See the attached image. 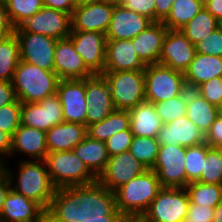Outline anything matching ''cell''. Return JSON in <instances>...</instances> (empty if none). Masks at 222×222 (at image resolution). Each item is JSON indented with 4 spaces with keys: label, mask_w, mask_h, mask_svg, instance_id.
I'll return each instance as SVG.
<instances>
[{
    "label": "cell",
    "mask_w": 222,
    "mask_h": 222,
    "mask_svg": "<svg viewBox=\"0 0 222 222\" xmlns=\"http://www.w3.org/2000/svg\"><path fill=\"white\" fill-rule=\"evenodd\" d=\"M124 216L116 207L115 192L98 180L85 185L56 189L48 209L46 222H82Z\"/></svg>",
    "instance_id": "cell-1"
},
{
    "label": "cell",
    "mask_w": 222,
    "mask_h": 222,
    "mask_svg": "<svg viewBox=\"0 0 222 222\" xmlns=\"http://www.w3.org/2000/svg\"><path fill=\"white\" fill-rule=\"evenodd\" d=\"M161 189L157 174L147 169L115 191L116 207L130 222H137Z\"/></svg>",
    "instance_id": "cell-2"
},
{
    "label": "cell",
    "mask_w": 222,
    "mask_h": 222,
    "mask_svg": "<svg viewBox=\"0 0 222 222\" xmlns=\"http://www.w3.org/2000/svg\"><path fill=\"white\" fill-rule=\"evenodd\" d=\"M3 166L8 173L12 190L34 200L45 210L48 209L56 188L51 182L44 160H22L18 167L19 173L16 182H14L13 170Z\"/></svg>",
    "instance_id": "cell-3"
},
{
    "label": "cell",
    "mask_w": 222,
    "mask_h": 222,
    "mask_svg": "<svg viewBox=\"0 0 222 222\" xmlns=\"http://www.w3.org/2000/svg\"><path fill=\"white\" fill-rule=\"evenodd\" d=\"M59 80L55 71L20 60L12 84L21 103H36L55 94Z\"/></svg>",
    "instance_id": "cell-4"
},
{
    "label": "cell",
    "mask_w": 222,
    "mask_h": 222,
    "mask_svg": "<svg viewBox=\"0 0 222 222\" xmlns=\"http://www.w3.org/2000/svg\"><path fill=\"white\" fill-rule=\"evenodd\" d=\"M44 161L51 182L56 189L97 181V177L73 150L47 153Z\"/></svg>",
    "instance_id": "cell-5"
},
{
    "label": "cell",
    "mask_w": 222,
    "mask_h": 222,
    "mask_svg": "<svg viewBox=\"0 0 222 222\" xmlns=\"http://www.w3.org/2000/svg\"><path fill=\"white\" fill-rule=\"evenodd\" d=\"M115 109L131 110L146 101L144 71L103 72Z\"/></svg>",
    "instance_id": "cell-6"
},
{
    "label": "cell",
    "mask_w": 222,
    "mask_h": 222,
    "mask_svg": "<svg viewBox=\"0 0 222 222\" xmlns=\"http://www.w3.org/2000/svg\"><path fill=\"white\" fill-rule=\"evenodd\" d=\"M145 74L146 102L157 103L183 94L188 88L184 73L161 64L147 65Z\"/></svg>",
    "instance_id": "cell-7"
},
{
    "label": "cell",
    "mask_w": 222,
    "mask_h": 222,
    "mask_svg": "<svg viewBox=\"0 0 222 222\" xmlns=\"http://www.w3.org/2000/svg\"><path fill=\"white\" fill-rule=\"evenodd\" d=\"M188 207L189 198L184 188L162 187L137 222H183Z\"/></svg>",
    "instance_id": "cell-8"
},
{
    "label": "cell",
    "mask_w": 222,
    "mask_h": 222,
    "mask_svg": "<svg viewBox=\"0 0 222 222\" xmlns=\"http://www.w3.org/2000/svg\"><path fill=\"white\" fill-rule=\"evenodd\" d=\"M19 42L20 60L48 71H55L54 54L57 39L25 32L20 26L15 28Z\"/></svg>",
    "instance_id": "cell-9"
},
{
    "label": "cell",
    "mask_w": 222,
    "mask_h": 222,
    "mask_svg": "<svg viewBox=\"0 0 222 222\" xmlns=\"http://www.w3.org/2000/svg\"><path fill=\"white\" fill-rule=\"evenodd\" d=\"M186 147L181 145H160L156 162L151 168L162 187L185 188Z\"/></svg>",
    "instance_id": "cell-10"
},
{
    "label": "cell",
    "mask_w": 222,
    "mask_h": 222,
    "mask_svg": "<svg viewBox=\"0 0 222 222\" xmlns=\"http://www.w3.org/2000/svg\"><path fill=\"white\" fill-rule=\"evenodd\" d=\"M56 94L62 105L64 121L87 126L85 79L59 80Z\"/></svg>",
    "instance_id": "cell-11"
},
{
    "label": "cell",
    "mask_w": 222,
    "mask_h": 222,
    "mask_svg": "<svg viewBox=\"0 0 222 222\" xmlns=\"http://www.w3.org/2000/svg\"><path fill=\"white\" fill-rule=\"evenodd\" d=\"M69 37L85 66L93 74H102L105 68L106 34L96 31H71Z\"/></svg>",
    "instance_id": "cell-12"
},
{
    "label": "cell",
    "mask_w": 222,
    "mask_h": 222,
    "mask_svg": "<svg viewBox=\"0 0 222 222\" xmlns=\"http://www.w3.org/2000/svg\"><path fill=\"white\" fill-rule=\"evenodd\" d=\"M20 27L25 32L53 37L57 40L69 37L72 30L71 14L43 6Z\"/></svg>",
    "instance_id": "cell-13"
},
{
    "label": "cell",
    "mask_w": 222,
    "mask_h": 222,
    "mask_svg": "<svg viewBox=\"0 0 222 222\" xmlns=\"http://www.w3.org/2000/svg\"><path fill=\"white\" fill-rule=\"evenodd\" d=\"M63 122L62 105L56 93L39 102L21 105V125L46 132Z\"/></svg>",
    "instance_id": "cell-14"
},
{
    "label": "cell",
    "mask_w": 222,
    "mask_h": 222,
    "mask_svg": "<svg viewBox=\"0 0 222 222\" xmlns=\"http://www.w3.org/2000/svg\"><path fill=\"white\" fill-rule=\"evenodd\" d=\"M147 168L130 151L109 157L106 168L97 180L107 189L115 192L132 178L142 174Z\"/></svg>",
    "instance_id": "cell-15"
},
{
    "label": "cell",
    "mask_w": 222,
    "mask_h": 222,
    "mask_svg": "<svg viewBox=\"0 0 222 222\" xmlns=\"http://www.w3.org/2000/svg\"><path fill=\"white\" fill-rule=\"evenodd\" d=\"M196 54L195 45L192 44L181 30L168 29L163 43L158 64L184 73Z\"/></svg>",
    "instance_id": "cell-16"
},
{
    "label": "cell",
    "mask_w": 222,
    "mask_h": 222,
    "mask_svg": "<svg viewBox=\"0 0 222 222\" xmlns=\"http://www.w3.org/2000/svg\"><path fill=\"white\" fill-rule=\"evenodd\" d=\"M87 126L98 123L114 110L110 86L102 74H94L85 79Z\"/></svg>",
    "instance_id": "cell-17"
},
{
    "label": "cell",
    "mask_w": 222,
    "mask_h": 222,
    "mask_svg": "<svg viewBox=\"0 0 222 222\" xmlns=\"http://www.w3.org/2000/svg\"><path fill=\"white\" fill-rule=\"evenodd\" d=\"M115 5L109 1L77 5L71 15V31H96L106 34Z\"/></svg>",
    "instance_id": "cell-18"
},
{
    "label": "cell",
    "mask_w": 222,
    "mask_h": 222,
    "mask_svg": "<svg viewBox=\"0 0 222 222\" xmlns=\"http://www.w3.org/2000/svg\"><path fill=\"white\" fill-rule=\"evenodd\" d=\"M0 222H46V210L11 189L0 212Z\"/></svg>",
    "instance_id": "cell-19"
},
{
    "label": "cell",
    "mask_w": 222,
    "mask_h": 222,
    "mask_svg": "<svg viewBox=\"0 0 222 222\" xmlns=\"http://www.w3.org/2000/svg\"><path fill=\"white\" fill-rule=\"evenodd\" d=\"M54 62L55 73L60 80L86 79L94 75L75 51L70 37L57 40Z\"/></svg>",
    "instance_id": "cell-20"
},
{
    "label": "cell",
    "mask_w": 222,
    "mask_h": 222,
    "mask_svg": "<svg viewBox=\"0 0 222 222\" xmlns=\"http://www.w3.org/2000/svg\"><path fill=\"white\" fill-rule=\"evenodd\" d=\"M152 23L153 21L148 17L128 10L121 4H116L106 37L120 40L133 39Z\"/></svg>",
    "instance_id": "cell-21"
},
{
    "label": "cell",
    "mask_w": 222,
    "mask_h": 222,
    "mask_svg": "<svg viewBox=\"0 0 222 222\" xmlns=\"http://www.w3.org/2000/svg\"><path fill=\"white\" fill-rule=\"evenodd\" d=\"M132 40L107 39L104 72L144 71Z\"/></svg>",
    "instance_id": "cell-22"
},
{
    "label": "cell",
    "mask_w": 222,
    "mask_h": 222,
    "mask_svg": "<svg viewBox=\"0 0 222 222\" xmlns=\"http://www.w3.org/2000/svg\"><path fill=\"white\" fill-rule=\"evenodd\" d=\"M157 138L160 145L191 147L205 142V135L186 115L163 124Z\"/></svg>",
    "instance_id": "cell-23"
},
{
    "label": "cell",
    "mask_w": 222,
    "mask_h": 222,
    "mask_svg": "<svg viewBox=\"0 0 222 222\" xmlns=\"http://www.w3.org/2000/svg\"><path fill=\"white\" fill-rule=\"evenodd\" d=\"M167 30L162 22H153L131 39L137 56L145 66L158 63Z\"/></svg>",
    "instance_id": "cell-24"
},
{
    "label": "cell",
    "mask_w": 222,
    "mask_h": 222,
    "mask_svg": "<svg viewBox=\"0 0 222 222\" xmlns=\"http://www.w3.org/2000/svg\"><path fill=\"white\" fill-rule=\"evenodd\" d=\"M19 152L34 160H44L47 156L46 132L26 125H20L12 136L10 155Z\"/></svg>",
    "instance_id": "cell-25"
},
{
    "label": "cell",
    "mask_w": 222,
    "mask_h": 222,
    "mask_svg": "<svg viewBox=\"0 0 222 222\" xmlns=\"http://www.w3.org/2000/svg\"><path fill=\"white\" fill-rule=\"evenodd\" d=\"M86 136L85 125L64 121L46 131L47 152L73 150Z\"/></svg>",
    "instance_id": "cell-26"
},
{
    "label": "cell",
    "mask_w": 222,
    "mask_h": 222,
    "mask_svg": "<svg viewBox=\"0 0 222 222\" xmlns=\"http://www.w3.org/2000/svg\"><path fill=\"white\" fill-rule=\"evenodd\" d=\"M216 77H222V57L213 55L196 53L184 72L187 88L191 90Z\"/></svg>",
    "instance_id": "cell-27"
},
{
    "label": "cell",
    "mask_w": 222,
    "mask_h": 222,
    "mask_svg": "<svg viewBox=\"0 0 222 222\" xmlns=\"http://www.w3.org/2000/svg\"><path fill=\"white\" fill-rule=\"evenodd\" d=\"M130 129L134 136L157 138L163 126L153 103L143 102L129 110Z\"/></svg>",
    "instance_id": "cell-28"
},
{
    "label": "cell",
    "mask_w": 222,
    "mask_h": 222,
    "mask_svg": "<svg viewBox=\"0 0 222 222\" xmlns=\"http://www.w3.org/2000/svg\"><path fill=\"white\" fill-rule=\"evenodd\" d=\"M186 116L206 135L218 117L217 107L207 102L195 90L187 89Z\"/></svg>",
    "instance_id": "cell-29"
},
{
    "label": "cell",
    "mask_w": 222,
    "mask_h": 222,
    "mask_svg": "<svg viewBox=\"0 0 222 222\" xmlns=\"http://www.w3.org/2000/svg\"><path fill=\"white\" fill-rule=\"evenodd\" d=\"M73 151L97 178L106 168L109 155L104 141L94 140L86 136L73 148Z\"/></svg>",
    "instance_id": "cell-30"
},
{
    "label": "cell",
    "mask_w": 222,
    "mask_h": 222,
    "mask_svg": "<svg viewBox=\"0 0 222 222\" xmlns=\"http://www.w3.org/2000/svg\"><path fill=\"white\" fill-rule=\"evenodd\" d=\"M130 129V113L115 109L104 120L86 126L87 136L94 140L106 142L114 134Z\"/></svg>",
    "instance_id": "cell-31"
},
{
    "label": "cell",
    "mask_w": 222,
    "mask_h": 222,
    "mask_svg": "<svg viewBox=\"0 0 222 222\" xmlns=\"http://www.w3.org/2000/svg\"><path fill=\"white\" fill-rule=\"evenodd\" d=\"M19 62V42L14 32L0 39V81L12 82L14 72Z\"/></svg>",
    "instance_id": "cell-32"
},
{
    "label": "cell",
    "mask_w": 222,
    "mask_h": 222,
    "mask_svg": "<svg viewBox=\"0 0 222 222\" xmlns=\"http://www.w3.org/2000/svg\"><path fill=\"white\" fill-rule=\"evenodd\" d=\"M203 8L204 3L201 0H175L162 23L170 30H180Z\"/></svg>",
    "instance_id": "cell-33"
},
{
    "label": "cell",
    "mask_w": 222,
    "mask_h": 222,
    "mask_svg": "<svg viewBox=\"0 0 222 222\" xmlns=\"http://www.w3.org/2000/svg\"><path fill=\"white\" fill-rule=\"evenodd\" d=\"M218 27V20L204 7L180 30L192 43L196 44Z\"/></svg>",
    "instance_id": "cell-34"
},
{
    "label": "cell",
    "mask_w": 222,
    "mask_h": 222,
    "mask_svg": "<svg viewBox=\"0 0 222 222\" xmlns=\"http://www.w3.org/2000/svg\"><path fill=\"white\" fill-rule=\"evenodd\" d=\"M189 202L215 208L222 201V185L191 182L184 188Z\"/></svg>",
    "instance_id": "cell-35"
},
{
    "label": "cell",
    "mask_w": 222,
    "mask_h": 222,
    "mask_svg": "<svg viewBox=\"0 0 222 222\" xmlns=\"http://www.w3.org/2000/svg\"><path fill=\"white\" fill-rule=\"evenodd\" d=\"M159 147L158 138L134 136L129 151L147 169H151L156 162Z\"/></svg>",
    "instance_id": "cell-36"
},
{
    "label": "cell",
    "mask_w": 222,
    "mask_h": 222,
    "mask_svg": "<svg viewBox=\"0 0 222 222\" xmlns=\"http://www.w3.org/2000/svg\"><path fill=\"white\" fill-rule=\"evenodd\" d=\"M12 25L19 27L43 6V0H3Z\"/></svg>",
    "instance_id": "cell-37"
},
{
    "label": "cell",
    "mask_w": 222,
    "mask_h": 222,
    "mask_svg": "<svg viewBox=\"0 0 222 222\" xmlns=\"http://www.w3.org/2000/svg\"><path fill=\"white\" fill-rule=\"evenodd\" d=\"M198 182L222 185V148L210 147L206 143V157Z\"/></svg>",
    "instance_id": "cell-38"
},
{
    "label": "cell",
    "mask_w": 222,
    "mask_h": 222,
    "mask_svg": "<svg viewBox=\"0 0 222 222\" xmlns=\"http://www.w3.org/2000/svg\"><path fill=\"white\" fill-rule=\"evenodd\" d=\"M206 157V142L191 147H186L185 169L186 186L200 179L204 160Z\"/></svg>",
    "instance_id": "cell-39"
},
{
    "label": "cell",
    "mask_w": 222,
    "mask_h": 222,
    "mask_svg": "<svg viewBox=\"0 0 222 222\" xmlns=\"http://www.w3.org/2000/svg\"><path fill=\"white\" fill-rule=\"evenodd\" d=\"M154 106L163 124L185 116L187 112V90L169 100L154 103Z\"/></svg>",
    "instance_id": "cell-40"
},
{
    "label": "cell",
    "mask_w": 222,
    "mask_h": 222,
    "mask_svg": "<svg viewBox=\"0 0 222 222\" xmlns=\"http://www.w3.org/2000/svg\"><path fill=\"white\" fill-rule=\"evenodd\" d=\"M21 105L22 103L16 99L13 103L0 108V131L13 136L21 125Z\"/></svg>",
    "instance_id": "cell-41"
},
{
    "label": "cell",
    "mask_w": 222,
    "mask_h": 222,
    "mask_svg": "<svg viewBox=\"0 0 222 222\" xmlns=\"http://www.w3.org/2000/svg\"><path fill=\"white\" fill-rule=\"evenodd\" d=\"M195 91L214 106L222 103V77H216L199 85Z\"/></svg>",
    "instance_id": "cell-42"
},
{
    "label": "cell",
    "mask_w": 222,
    "mask_h": 222,
    "mask_svg": "<svg viewBox=\"0 0 222 222\" xmlns=\"http://www.w3.org/2000/svg\"><path fill=\"white\" fill-rule=\"evenodd\" d=\"M196 53L222 57V34L215 29L195 44Z\"/></svg>",
    "instance_id": "cell-43"
},
{
    "label": "cell",
    "mask_w": 222,
    "mask_h": 222,
    "mask_svg": "<svg viewBox=\"0 0 222 222\" xmlns=\"http://www.w3.org/2000/svg\"><path fill=\"white\" fill-rule=\"evenodd\" d=\"M133 137L131 129L122 130L110 137L105 142L109 157L129 151Z\"/></svg>",
    "instance_id": "cell-44"
},
{
    "label": "cell",
    "mask_w": 222,
    "mask_h": 222,
    "mask_svg": "<svg viewBox=\"0 0 222 222\" xmlns=\"http://www.w3.org/2000/svg\"><path fill=\"white\" fill-rule=\"evenodd\" d=\"M214 208L189 202L183 222H213Z\"/></svg>",
    "instance_id": "cell-45"
},
{
    "label": "cell",
    "mask_w": 222,
    "mask_h": 222,
    "mask_svg": "<svg viewBox=\"0 0 222 222\" xmlns=\"http://www.w3.org/2000/svg\"><path fill=\"white\" fill-rule=\"evenodd\" d=\"M121 5L155 22V0H123Z\"/></svg>",
    "instance_id": "cell-46"
},
{
    "label": "cell",
    "mask_w": 222,
    "mask_h": 222,
    "mask_svg": "<svg viewBox=\"0 0 222 222\" xmlns=\"http://www.w3.org/2000/svg\"><path fill=\"white\" fill-rule=\"evenodd\" d=\"M205 142L210 147L222 148V119L217 117L205 135Z\"/></svg>",
    "instance_id": "cell-47"
},
{
    "label": "cell",
    "mask_w": 222,
    "mask_h": 222,
    "mask_svg": "<svg viewBox=\"0 0 222 222\" xmlns=\"http://www.w3.org/2000/svg\"><path fill=\"white\" fill-rule=\"evenodd\" d=\"M15 32V27L12 25L5 4L0 0V39H3Z\"/></svg>",
    "instance_id": "cell-48"
},
{
    "label": "cell",
    "mask_w": 222,
    "mask_h": 222,
    "mask_svg": "<svg viewBox=\"0 0 222 222\" xmlns=\"http://www.w3.org/2000/svg\"><path fill=\"white\" fill-rule=\"evenodd\" d=\"M17 99L11 81H0V108L13 103Z\"/></svg>",
    "instance_id": "cell-49"
},
{
    "label": "cell",
    "mask_w": 222,
    "mask_h": 222,
    "mask_svg": "<svg viewBox=\"0 0 222 222\" xmlns=\"http://www.w3.org/2000/svg\"><path fill=\"white\" fill-rule=\"evenodd\" d=\"M44 6L71 14L78 5V0H43Z\"/></svg>",
    "instance_id": "cell-50"
},
{
    "label": "cell",
    "mask_w": 222,
    "mask_h": 222,
    "mask_svg": "<svg viewBox=\"0 0 222 222\" xmlns=\"http://www.w3.org/2000/svg\"><path fill=\"white\" fill-rule=\"evenodd\" d=\"M175 0H155V22H163L171 11Z\"/></svg>",
    "instance_id": "cell-51"
},
{
    "label": "cell",
    "mask_w": 222,
    "mask_h": 222,
    "mask_svg": "<svg viewBox=\"0 0 222 222\" xmlns=\"http://www.w3.org/2000/svg\"><path fill=\"white\" fill-rule=\"evenodd\" d=\"M11 190V182L4 166L0 165V212L3 208L5 198Z\"/></svg>",
    "instance_id": "cell-52"
},
{
    "label": "cell",
    "mask_w": 222,
    "mask_h": 222,
    "mask_svg": "<svg viewBox=\"0 0 222 222\" xmlns=\"http://www.w3.org/2000/svg\"><path fill=\"white\" fill-rule=\"evenodd\" d=\"M12 136L6 132L0 131V165L3 166L4 158L11 157Z\"/></svg>",
    "instance_id": "cell-53"
},
{
    "label": "cell",
    "mask_w": 222,
    "mask_h": 222,
    "mask_svg": "<svg viewBox=\"0 0 222 222\" xmlns=\"http://www.w3.org/2000/svg\"><path fill=\"white\" fill-rule=\"evenodd\" d=\"M204 7L219 21L222 20V0H209Z\"/></svg>",
    "instance_id": "cell-54"
},
{
    "label": "cell",
    "mask_w": 222,
    "mask_h": 222,
    "mask_svg": "<svg viewBox=\"0 0 222 222\" xmlns=\"http://www.w3.org/2000/svg\"><path fill=\"white\" fill-rule=\"evenodd\" d=\"M82 222H130L125 216H105V219L83 220Z\"/></svg>",
    "instance_id": "cell-55"
},
{
    "label": "cell",
    "mask_w": 222,
    "mask_h": 222,
    "mask_svg": "<svg viewBox=\"0 0 222 222\" xmlns=\"http://www.w3.org/2000/svg\"><path fill=\"white\" fill-rule=\"evenodd\" d=\"M213 222H222V201L214 208Z\"/></svg>",
    "instance_id": "cell-56"
},
{
    "label": "cell",
    "mask_w": 222,
    "mask_h": 222,
    "mask_svg": "<svg viewBox=\"0 0 222 222\" xmlns=\"http://www.w3.org/2000/svg\"><path fill=\"white\" fill-rule=\"evenodd\" d=\"M102 1H107V0H78V5H87V4L97 3V2H102Z\"/></svg>",
    "instance_id": "cell-57"
},
{
    "label": "cell",
    "mask_w": 222,
    "mask_h": 222,
    "mask_svg": "<svg viewBox=\"0 0 222 222\" xmlns=\"http://www.w3.org/2000/svg\"><path fill=\"white\" fill-rule=\"evenodd\" d=\"M218 117L222 119V103L217 106Z\"/></svg>",
    "instance_id": "cell-58"
},
{
    "label": "cell",
    "mask_w": 222,
    "mask_h": 222,
    "mask_svg": "<svg viewBox=\"0 0 222 222\" xmlns=\"http://www.w3.org/2000/svg\"><path fill=\"white\" fill-rule=\"evenodd\" d=\"M217 29L219 30V32L222 34V20L218 21V27Z\"/></svg>",
    "instance_id": "cell-59"
},
{
    "label": "cell",
    "mask_w": 222,
    "mask_h": 222,
    "mask_svg": "<svg viewBox=\"0 0 222 222\" xmlns=\"http://www.w3.org/2000/svg\"><path fill=\"white\" fill-rule=\"evenodd\" d=\"M107 1L115 3V4H121L123 0H107Z\"/></svg>",
    "instance_id": "cell-60"
},
{
    "label": "cell",
    "mask_w": 222,
    "mask_h": 222,
    "mask_svg": "<svg viewBox=\"0 0 222 222\" xmlns=\"http://www.w3.org/2000/svg\"><path fill=\"white\" fill-rule=\"evenodd\" d=\"M204 4L206 3V2H208L209 0H201Z\"/></svg>",
    "instance_id": "cell-61"
}]
</instances>
